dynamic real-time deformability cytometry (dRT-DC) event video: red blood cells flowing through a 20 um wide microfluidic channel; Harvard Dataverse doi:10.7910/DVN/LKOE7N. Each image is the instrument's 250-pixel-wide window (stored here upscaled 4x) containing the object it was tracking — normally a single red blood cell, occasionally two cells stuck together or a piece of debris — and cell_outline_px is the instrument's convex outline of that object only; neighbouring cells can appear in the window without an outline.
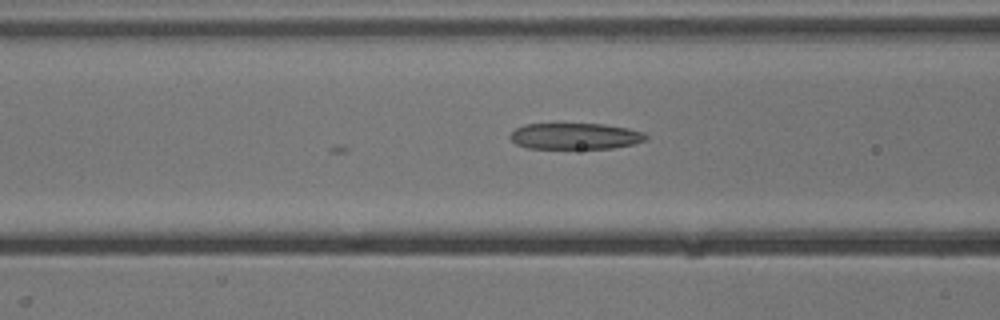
{"species": "common noctule bat (a hibernating species)", "species_latin": "Nyctalus noctula", "temperature_condition": "cold", "stored_images_in_passage": 6, "camera_frame_rate_fps": 3000, "um_per_image_px": 0.085, "animal": {"sex": "male", "body_mass_g": 13.3}, "frame": {"image": 1, "passage_image": 6, "time_ms": 1.667, "image_size_px": [1000, 320], "cell_outline_px": [[648, 136], [644, 140], [632, 144], [612, 148], [528, 148], [516, 144], [508, 136], [516, 128], [524, 124], [604, 124], [628, 128], [644, 132]], "centroid_in_image_um": [48.88, 11.57], "position_along_channel_um": 117.7, "area_um2": 20.63}}